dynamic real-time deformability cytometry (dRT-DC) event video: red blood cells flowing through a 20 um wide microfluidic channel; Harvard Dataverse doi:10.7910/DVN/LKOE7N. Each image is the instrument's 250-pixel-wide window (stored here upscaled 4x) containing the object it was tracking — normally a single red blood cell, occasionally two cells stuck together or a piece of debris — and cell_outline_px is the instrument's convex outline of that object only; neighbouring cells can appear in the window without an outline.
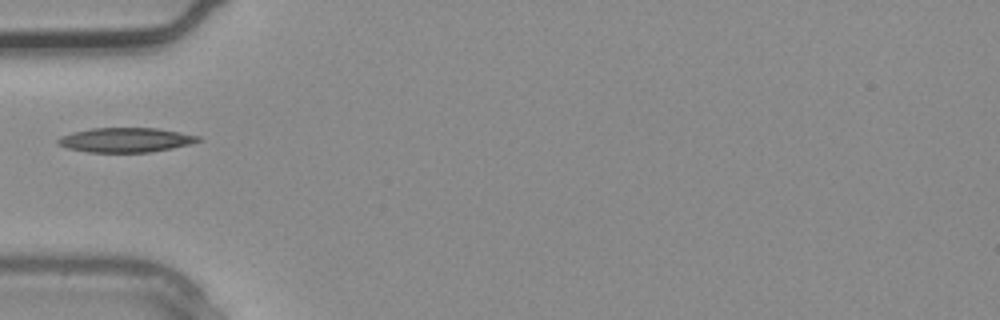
{"species": "common noctule bat (a hibernating species)", "species_latin": "Nyctalus noctula", "temperature_condition": "warm", "stored_images_in_passage": 3, "camera_frame_rate_fps": 3000, "um_per_image_px": 0.085, "animal": {"sex": "male", "body_mass_g": 20.4}, "frame": {"image": 1, "passage_image": 3, "time_ms": 0.667, "image_size_px": [1000, 320], "cell_outline_px": [[204, 140], [192, 144], [172, 148], [148, 152], [88, 152], [68, 148], [56, 144], [56, 140], [60, 136], [72, 132], [92, 128], [156, 128], [200, 136]], "centroid_in_image_um": [10.68, 11.89], "position_along_channel_um": 74.3, "area_um2": 20.11}}